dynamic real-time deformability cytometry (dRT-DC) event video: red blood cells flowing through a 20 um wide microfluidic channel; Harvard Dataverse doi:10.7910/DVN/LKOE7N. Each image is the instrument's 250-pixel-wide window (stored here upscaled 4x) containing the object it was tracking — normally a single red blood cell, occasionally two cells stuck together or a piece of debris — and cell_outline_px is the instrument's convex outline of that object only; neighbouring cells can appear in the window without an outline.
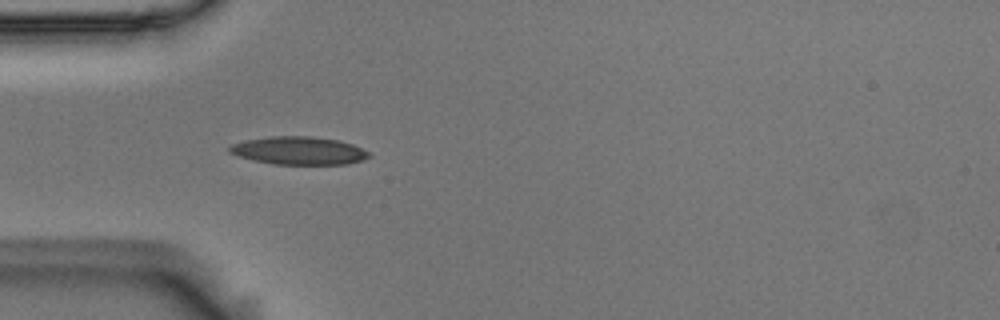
{"species": "Egyptian fruit bat (a non-hibernating species)", "species_latin": "Rousettus aegyptiacus", "temperature_condition": "room temperature", "stored_images_in_passage": 5, "camera_frame_rate_fps": 3000, "um_per_image_px": 0.085, "animal": {"sex": "male"}, "frame": {"image": 1, "passage_image": 4, "time_ms": 1.0, "image_size_px": [1000, 320], "cell_outline_px": [[372, 156], [364, 160], [348, 164], [272, 164], [252, 160], [228, 152], [228, 148], [232, 144], [244, 140], [272, 136], [312, 136], [336, 140], [352, 144], [368, 152]], "centroid_in_image_um": [25.39, 12.81], "position_along_channel_um": 59.6, "area_um2": 22.72}}
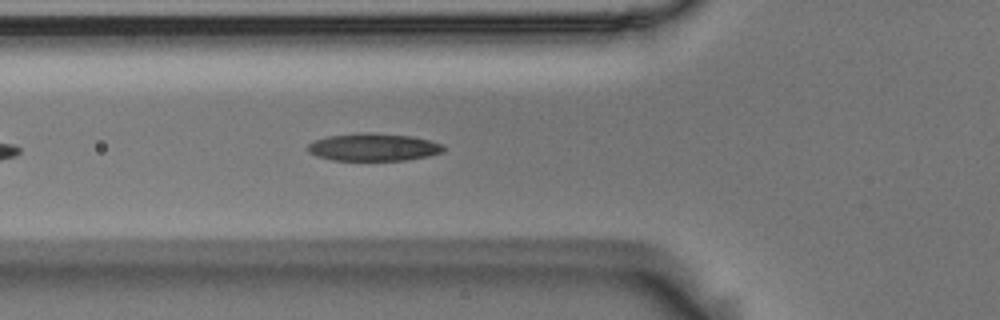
{"frame": {"image": 2, "passage_image": 5, "time_ms": 1.333, "image_size_px": [1000, 320], "cell_outline_px": [[444, 152], [428, 156], [408, 160], [332, 160], [316, 156], [308, 152], [308, 144], [312, 140], [328, 136], [360, 132], [372, 132], [412, 136], [444, 144]], "centroid_in_image_um": [31.73, 12.5], "position_along_channel_um": 94.1, "area_um2": 22.08}}